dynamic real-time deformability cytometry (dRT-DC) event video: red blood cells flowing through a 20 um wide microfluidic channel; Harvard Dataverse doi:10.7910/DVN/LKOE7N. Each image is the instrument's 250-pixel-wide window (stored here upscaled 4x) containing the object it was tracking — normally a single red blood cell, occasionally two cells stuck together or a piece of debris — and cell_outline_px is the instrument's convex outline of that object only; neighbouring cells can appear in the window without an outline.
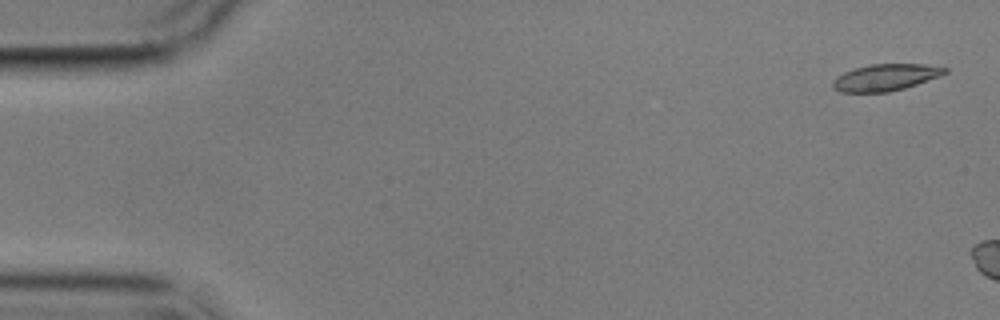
{"species": "common noctule bat (a hibernating species)", "species_latin": "Nyctalus noctula", "temperature_condition": "cold", "stored_images_in_passage": 2, "camera_frame_rate_fps": 3000, "um_per_image_px": 0.085, "animal": {"sex": "male", "body_mass_g": 17.9}, "frame": {"image": 1, "passage_image": 1, "time_ms": 0.0, "image_size_px": [1000, 320], "cell_outline_px": [[948, 72], [940, 76], [904, 88], [888, 92], [840, 92], [832, 88], [832, 80], [836, 76], [844, 72], [856, 68], [872, 64], [924, 64], [948, 68]], "centroid_in_image_um": [75.25, 6.58], "position_along_channel_um": 9.8, "area_um2": 17.4}}